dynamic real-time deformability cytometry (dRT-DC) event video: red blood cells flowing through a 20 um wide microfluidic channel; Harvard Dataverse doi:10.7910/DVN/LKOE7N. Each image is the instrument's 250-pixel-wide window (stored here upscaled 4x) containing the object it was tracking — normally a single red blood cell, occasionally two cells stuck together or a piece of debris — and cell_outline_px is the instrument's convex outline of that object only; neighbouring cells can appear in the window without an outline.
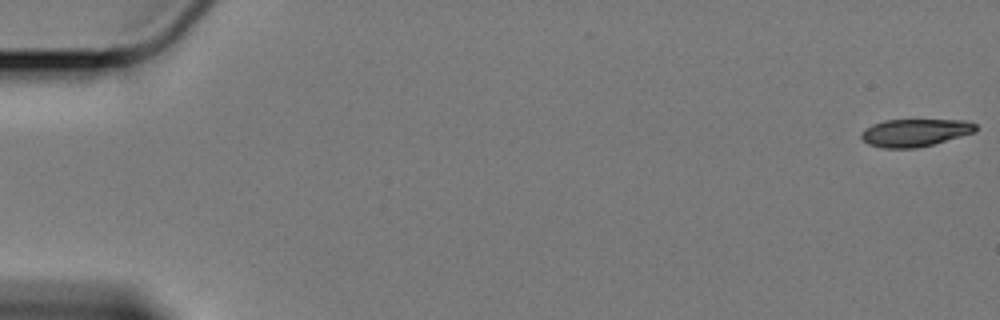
{"species": "Egyptian fruit bat (a non-hibernating species)", "species_latin": "Rousettus aegyptiacus", "temperature_condition": "cold", "stored_images_in_passage": 19, "camera_frame_rate_fps": 3000, "um_per_image_px": 0.085, "animal": {"sex": "female"}, "frame": {"image": 1, "passage_image": 1, "time_ms": 0.0, "image_size_px": [1000, 320], "cell_outline_px": [[976, 132], [932, 144], [916, 148], [884, 148], [868, 144], [860, 136], [860, 132], [864, 128], [872, 124], [884, 120], [968, 120], [976, 124]], "centroid_in_image_um": [77.75, 11.27], "position_along_channel_um": 7.2, "area_um2": 18.44}}
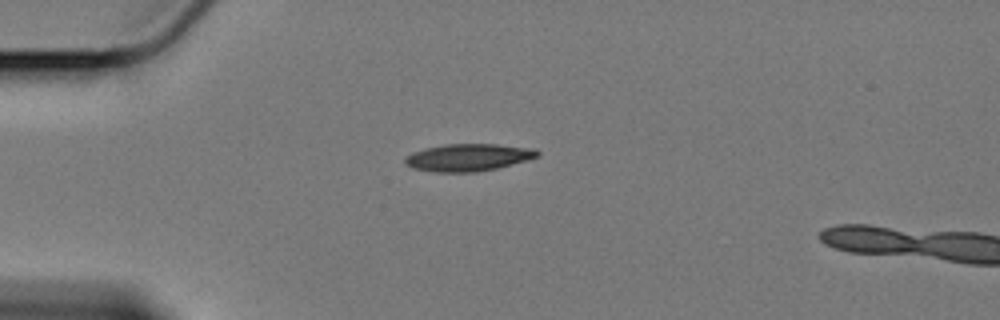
{"frame": {"image": 2, "passage_image": 16, "time_ms": 5.0, "image_size_px": [1000, 320], "cell_outline_px": [[540, 156], [528, 160], [496, 168], [476, 172], [436, 172], [412, 168], [404, 164], [404, 160], [412, 152], [424, 148], [448, 144], [496, 144], [536, 148], [540, 152]], "centroid_in_image_um": [39.83, 13.38], "position_along_channel_um": 45.2, "area_um2": 21.15}}